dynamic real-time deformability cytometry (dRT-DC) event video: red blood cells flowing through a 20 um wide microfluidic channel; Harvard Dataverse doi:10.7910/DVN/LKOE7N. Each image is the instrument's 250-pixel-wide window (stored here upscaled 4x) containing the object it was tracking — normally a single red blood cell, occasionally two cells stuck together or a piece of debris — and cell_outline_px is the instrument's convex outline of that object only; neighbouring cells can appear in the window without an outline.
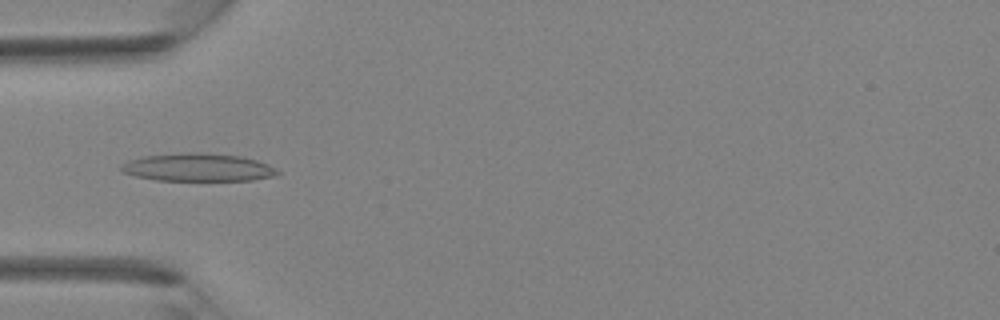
{"species": "Egyptian fruit bat (a non-hibernating species)", "species_latin": "Rousettus aegyptiacus", "temperature_condition": "room temperature", "stored_images_in_passage": 29, "camera_frame_rate_fps": 3000, "um_per_image_px": 0.085, "animal": {"sex": "female"}, "frame": {"image": 1, "passage_image": 4, "time_ms": 1.0, "image_size_px": [1000, 320], "cell_outline_px": [[280, 172], [276, 176], [252, 180], [156, 180], [136, 176], [120, 172], [120, 164], [128, 160], [144, 156], [180, 152], [204, 152], [240, 156], [256, 160], [268, 164], [276, 168]], "centroid_in_image_um": [16.8, 14.22], "position_along_channel_um": 68.2, "area_um2": 25.66}}
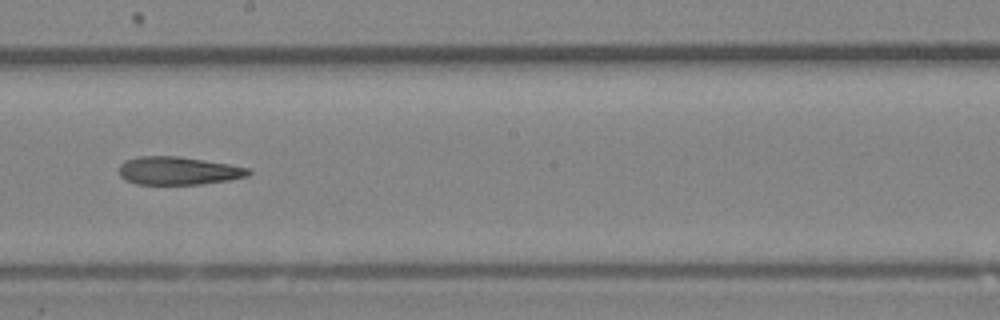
{"frame": {"image": 2, "passage_image": 13, "time_ms": 4.0, "image_size_px": [1000, 320], "cell_outline_px": [[252, 172], [248, 176], [228, 180], [200, 184], [136, 184], [124, 180], [120, 176], [120, 164], [124, 160], [140, 156], [180, 156], [228, 164], [248, 168]], "centroid_in_image_um": [15.13, 14.51], "position_along_channel_um": 233.1, "area_um2": 21.15}}
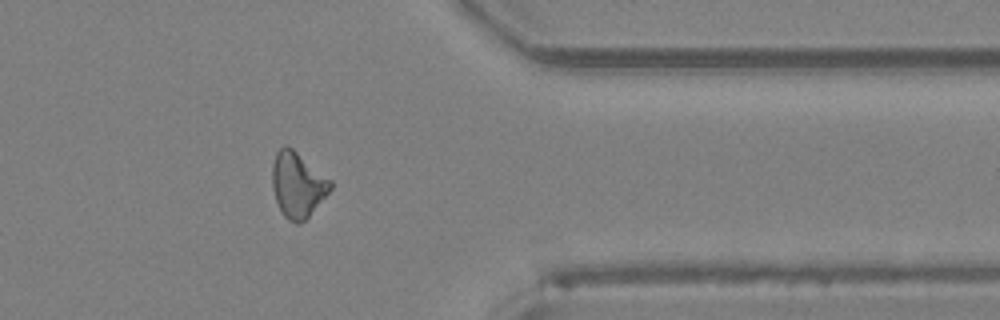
{"frame": {"image": 3, "passage_image": 22, "time_ms": 7.0, "image_size_px": [1000, 320], "cell_outline_px": [[332, 188], [308, 216], [300, 224], [296, 224], [288, 220], [284, 216], [276, 200], [272, 188], [272, 164], [276, 152], [284, 144], [292, 148], [332, 180]], "centroid_in_image_um": [25.28, 15.69], "position_along_channel_um": 386.1, "area_um2": 22.02}}